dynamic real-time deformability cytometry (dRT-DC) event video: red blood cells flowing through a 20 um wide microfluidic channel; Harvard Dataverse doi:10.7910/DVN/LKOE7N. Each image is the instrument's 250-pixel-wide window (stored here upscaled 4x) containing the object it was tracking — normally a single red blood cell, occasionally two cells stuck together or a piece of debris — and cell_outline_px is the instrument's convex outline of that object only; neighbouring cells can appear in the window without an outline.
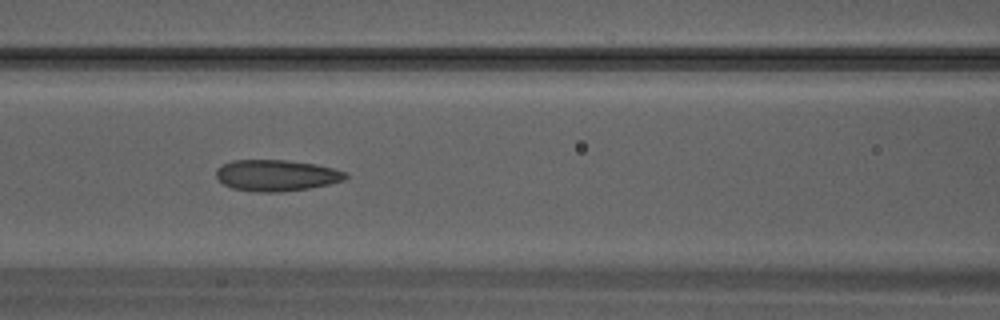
{"species": "Egyptian fruit bat (a non-hibernating species)", "species_latin": "Rousettus aegyptiacus", "temperature_condition": "warm", "stored_images_in_passage": 27, "camera_frame_rate_fps": 3000, "um_per_image_px": 0.085, "animal": {"sex": "male"}, "frame": {"image": 1, "passage_image": 12, "time_ms": 3.667, "image_size_px": [1000, 320], "cell_outline_px": [[348, 176], [344, 180], [328, 184], [308, 188], [280, 192], [260, 192], [232, 188], [224, 184], [216, 176], [216, 168], [220, 164], [232, 160], [284, 160], [316, 164], [348, 172]], "centroid_in_image_um": [23.48, 14.9], "position_along_channel_um": 143.1, "area_um2": 23.58}}
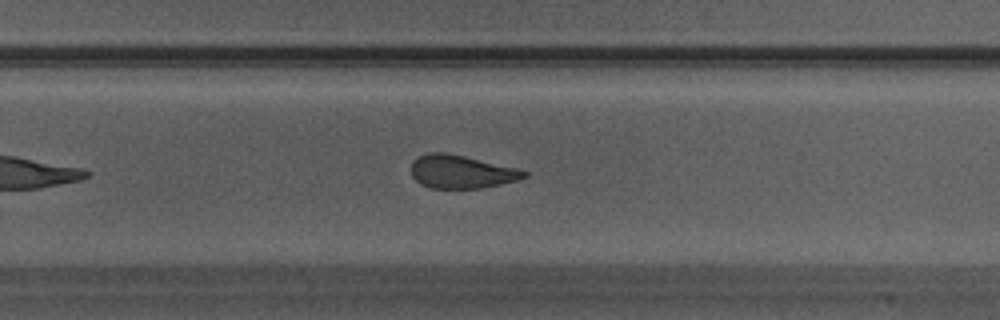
{"frame": {"image": 2, "passage_image": 19, "time_ms": 6.0, "image_size_px": [1000, 320], "cell_outline_px": [[528, 176], [516, 180], [484, 188], [432, 188], [420, 184], [412, 176], [412, 164], [420, 156], [428, 152], [448, 152], [516, 168], [528, 172]], "centroid_in_image_um": [39.22, 14.6], "position_along_channel_um": 290.6, "area_um2": 21.68}}
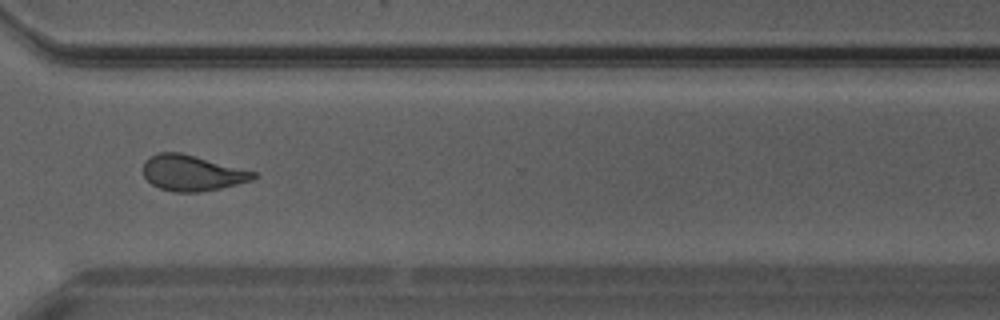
{"frame": {"image": 3, "passage_image": 22, "time_ms": 7.0, "image_size_px": [1000, 320], "cell_outline_px": [[256, 176], [252, 180], [220, 188], [200, 192], [172, 192], [160, 188], [152, 184], [144, 176], [144, 160], [160, 152], [180, 152], [256, 172]], "centroid_in_image_um": [16.31, 14.71], "position_along_channel_um": 354.3, "area_um2": 22.66}}